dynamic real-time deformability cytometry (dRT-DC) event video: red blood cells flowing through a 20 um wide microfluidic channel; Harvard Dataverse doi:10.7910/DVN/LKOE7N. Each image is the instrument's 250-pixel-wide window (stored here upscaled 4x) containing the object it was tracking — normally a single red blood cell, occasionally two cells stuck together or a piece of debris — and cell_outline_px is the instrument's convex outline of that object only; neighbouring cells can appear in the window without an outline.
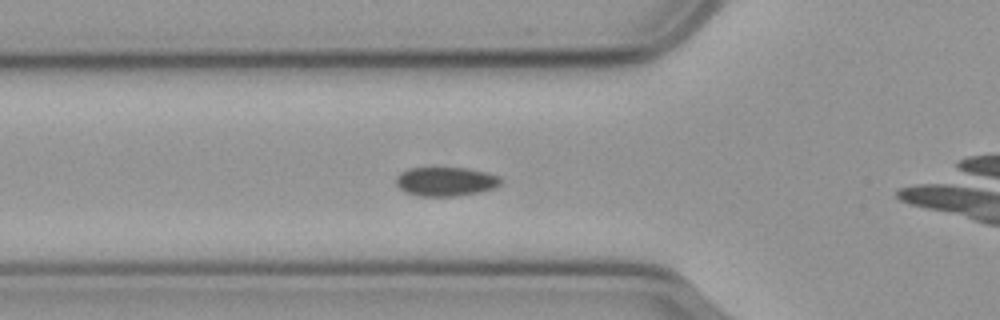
{"species": "common noctule bat (a hibernating species)", "species_latin": "Nyctalus noctula", "temperature_condition": "cold", "stored_images_in_passage": 39, "camera_frame_rate_fps": 3000, "um_per_image_px": 0.085, "animal": {"sex": "male", "body_mass_g": 23.1, "forearm_length_mm": 52.7}, "frame": {"image": 1, "passage_image": 10, "time_ms": 3.0, "image_size_px": [1000, 320], "cell_outline_px": [[504, 180], [496, 188], [480, 192], [456, 196], [420, 196], [404, 192], [396, 184], [396, 176], [400, 172], [408, 168], [468, 168], [488, 172], [500, 176]], "centroid_in_image_um": [37.92, 15.43], "position_along_channel_um": 87.9, "area_um2": 18.03}}
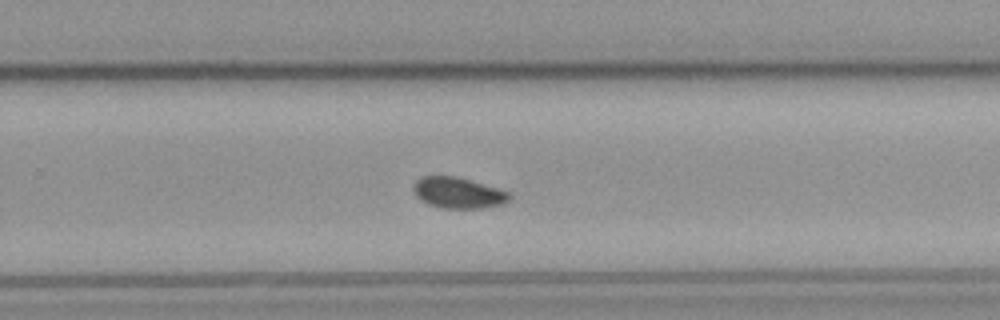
{"frame": {"image": 2, "passage_image": 27, "time_ms": 8.667, "image_size_px": [1000, 320], "cell_outline_px": [[512, 196], [504, 204], [480, 208], [440, 208], [428, 204], [420, 200], [416, 196], [412, 188], [412, 184], [420, 176], [456, 176], [496, 188], [508, 192]], "centroid_in_image_um": [38.88, 16.39], "position_along_channel_um": 290.9, "area_um2": 17.34}}
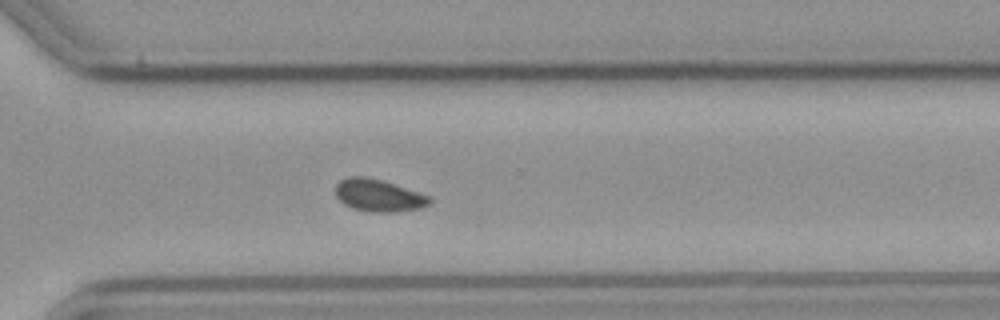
{"frame": {"image": 3, "passage_image": 31, "time_ms": 10.0, "image_size_px": [1000, 320], "cell_outline_px": [[432, 200], [428, 204], [420, 208], [392, 212], [372, 212], [352, 208], [344, 204], [336, 196], [336, 184], [340, 180], [348, 176], [364, 176], [380, 180], [432, 196]], "centroid_in_image_um": [32.17, 16.61], "position_along_channel_um": 338.4, "area_um2": 17.57}, "authors_computed_cell_mechanics": {"area_um2": 18.0336, "velocity_mm_per_s": 3.5689, "shape_relaxation_time_tau1_ms": 4.6433, "shape_relaxation_time_tau2_ms": null, "deformation_change_tau1": 0.0615, "deformation_change_tau2": null}}